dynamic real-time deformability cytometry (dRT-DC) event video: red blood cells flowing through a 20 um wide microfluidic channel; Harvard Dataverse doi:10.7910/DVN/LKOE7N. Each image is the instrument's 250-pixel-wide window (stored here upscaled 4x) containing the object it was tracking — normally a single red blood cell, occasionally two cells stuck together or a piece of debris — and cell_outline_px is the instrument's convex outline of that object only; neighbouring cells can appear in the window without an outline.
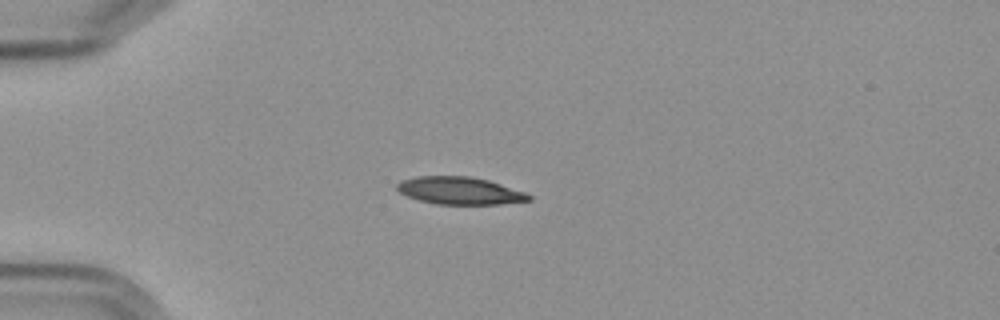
{"species": "Egyptian fruit bat (a non-hibernating species)", "species_latin": "Rousettus aegyptiacus", "temperature_condition": "cold", "stored_images_in_passage": 8, "camera_frame_rate_fps": 3000, "um_per_image_px": 0.085, "frame": {"image": 1, "passage_image": 1, "time_ms": 0.0, "image_size_px": [1000, 320], "cell_outline_px": [[532, 200], [500, 204], [436, 204], [420, 200], [408, 196], [400, 192], [396, 188], [396, 184], [400, 180], [416, 176], [472, 176], [488, 180], [524, 192], [532, 196]], "centroid_in_image_um": [39.06, 16.2], "position_along_channel_um": 45.9, "area_um2": 21.04}}
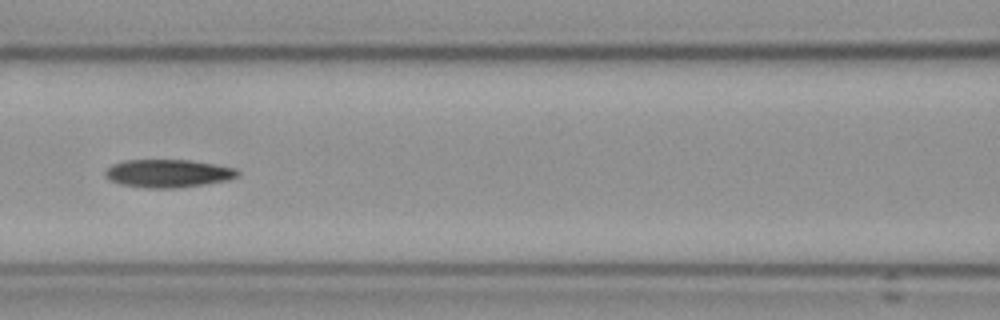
{"frame": {"image": 2, "passage_image": 4, "time_ms": 3.667, "image_size_px": [1000, 320], "cell_outline_px": [[240, 176], [228, 180], [204, 184], [176, 188], [144, 188], [120, 184], [108, 180], [104, 176], [104, 172], [112, 164], [124, 160], [188, 160], [216, 164], [236, 168], [240, 172]], "centroid_in_image_um": [14.28, 14.74], "position_along_channel_um": 152.3, "area_um2": 21.85}}
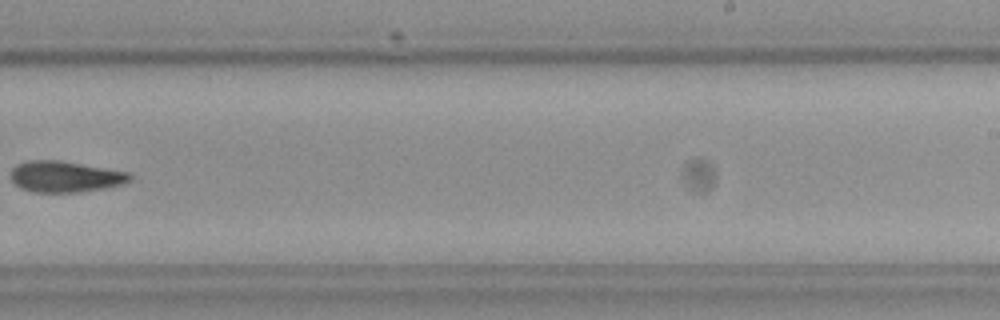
{"frame": {"image": 3, "passage_image": 7, "time_ms": 7.333, "image_size_px": [1000, 320], "cell_outline_px": [[132, 180], [124, 184], [104, 188], [80, 192], [32, 192], [20, 188], [12, 180], [12, 168], [16, 164], [28, 160], [60, 160], [128, 172], [132, 176]], "centroid_in_image_um": [5.54, 15.01], "position_along_channel_um": 283.5, "area_um2": 21.62}}